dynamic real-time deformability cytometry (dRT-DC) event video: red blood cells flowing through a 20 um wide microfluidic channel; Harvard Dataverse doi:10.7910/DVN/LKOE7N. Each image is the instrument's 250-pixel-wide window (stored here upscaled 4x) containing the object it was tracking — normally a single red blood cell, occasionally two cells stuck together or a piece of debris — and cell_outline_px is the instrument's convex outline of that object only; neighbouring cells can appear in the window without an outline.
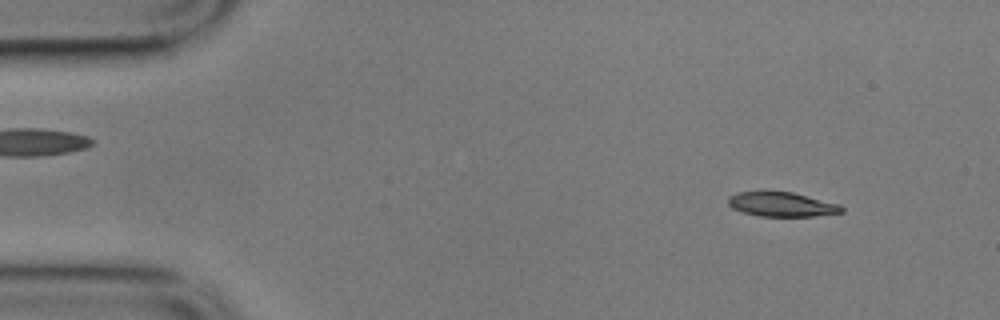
{"species": "common noctule bat (a hibernating species)", "species_latin": "Nyctalus noctula", "temperature_condition": "cold", "stored_images_in_passage": 56, "camera_frame_rate_fps": 3000, "um_per_image_px": 0.085, "animal": {"sex": "male", "body_mass_g": 17.9}, "frame": {"image": 1, "passage_image": 5, "time_ms": 1.333, "image_size_px": [1000, 320], "cell_outline_px": [[844, 212], [812, 216], [760, 216], [744, 212], [732, 208], [728, 204], [728, 196], [736, 192], [760, 188], [764, 188], [792, 192], [840, 204], [844, 208]], "centroid_in_image_um": [66.37, 17.31], "position_along_channel_um": 18.6, "area_um2": 16.88}}
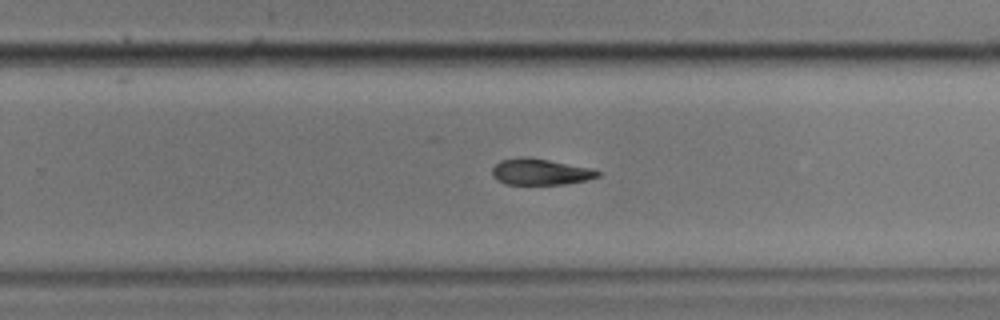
{"frame": {"image": 2, "passage_image": 35, "time_ms": 11.333, "image_size_px": [1000, 320], "cell_outline_px": [[600, 176], [588, 180], [564, 184], [504, 184], [496, 180], [492, 176], [492, 168], [500, 160], [520, 156], [528, 156], [592, 168], [600, 172]], "centroid_in_image_um": [45.91, 14.6], "position_along_channel_um": 283.9, "area_um2": 16.36}}
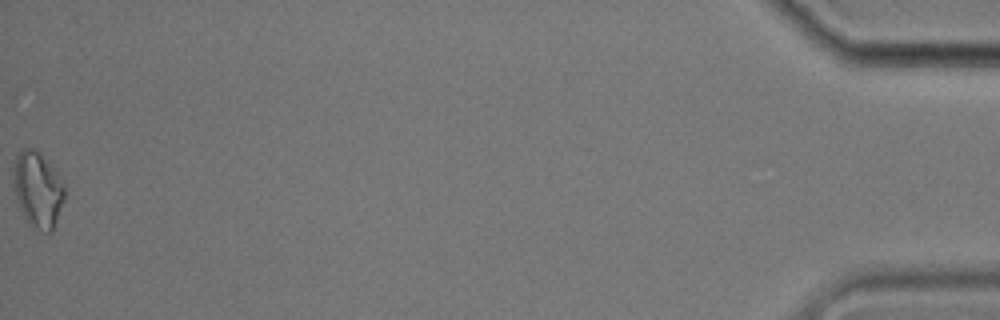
{"frame": {"image": 3, "passage_image": 56, "time_ms": 18.333, "image_size_px": [1000, 320], "cell_outline_px": [[64, 200], [52, 232], [48, 232], [32, 228], [28, 224], [20, 208], [12, 184], [12, 168], [16, 152], [20, 148], [36, 148], [40, 152], [64, 180]], "centroid_in_image_um": [3.18, 16.06], "position_along_channel_um": 432.0, "area_um2": 23.18}, "authors_computed_cell_mechanics": {"area_um2": 17.4845, "velocity_mm_per_s": 3.5204, "shape_relaxation_time_tau1_ms": 2.5849, "shape_relaxation_time_tau2_ms": null, "deformation_change_tau1": 0.1029, "deformation_change_tau2": null}}